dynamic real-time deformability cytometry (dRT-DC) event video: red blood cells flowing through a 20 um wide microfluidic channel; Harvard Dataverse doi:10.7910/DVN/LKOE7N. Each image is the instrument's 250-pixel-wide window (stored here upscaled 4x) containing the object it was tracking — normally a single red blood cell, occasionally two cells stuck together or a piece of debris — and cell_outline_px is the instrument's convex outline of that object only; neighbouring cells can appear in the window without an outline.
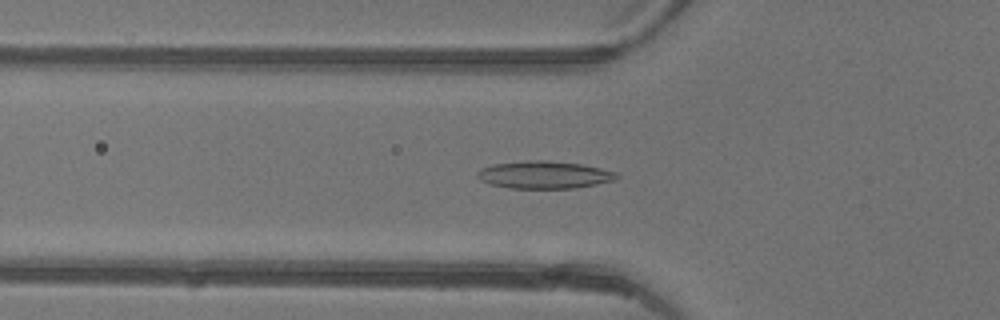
{"species": "common noctule bat (a hibernating species)", "species_latin": "Nyctalus noctula", "temperature_condition": "warm", "stored_images_in_passage": 47, "camera_frame_rate_fps": 3000, "um_per_image_px": 0.085, "animal": {"sex": "female"}, "frame": {"image": 1, "passage_image": 17, "time_ms": 5.333, "image_size_px": [1000, 320], "cell_outline_px": [[620, 176], [616, 180], [596, 184], [572, 188], [512, 188], [488, 184], [480, 180], [476, 176], [476, 172], [480, 168], [496, 164], [528, 160], [548, 160], [580, 164], [600, 168], [616, 172]], "centroid_in_image_um": [46.24, 14.86], "position_along_channel_um": 79.6, "area_um2": 22.31}}
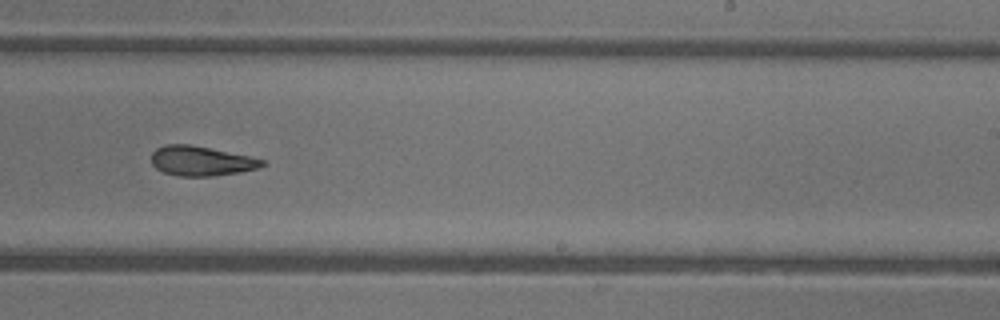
{"frame": {"image": 2, "passage_image": 30, "time_ms": 9.667, "image_size_px": [1000, 320], "cell_outline_px": [[268, 164], [256, 168], [240, 172], [212, 176], [176, 176], [164, 172], [156, 168], [152, 164], [152, 152], [156, 148], [164, 144], [192, 144], [248, 156], [264, 160]], "centroid_in_image_um": [17.07, 13.67], "position_along_channel_um": 271.9, "area_um2": 19.19}}
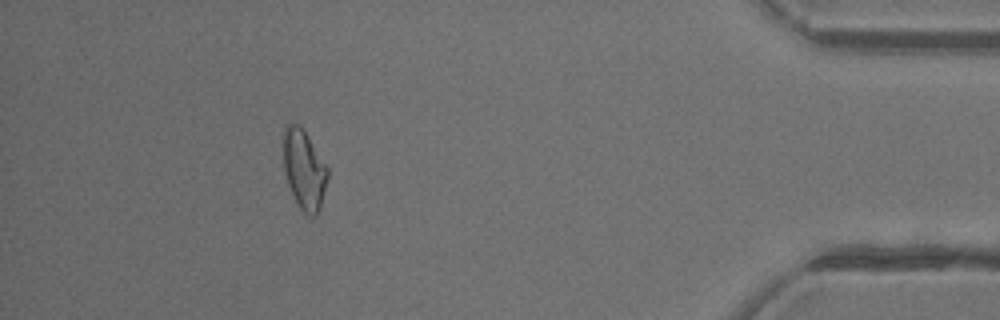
{"frame": {"image": 3, "passage_image": 43, "time_ms": 14.0, "image_size_px": [1000, 320], "cell_outline_px": [[328, 176], [320, 208], [316, 216], [308, 216], [300, 208], [288, 184], [284, 172], [284, 124], [300, 124], [328, 168]], "centroid_in_image_um": [25.85, 14.41], "position_along_channel_um": 409.4, "area_um2": 20.23}, "authors_computed_cell_mechanics": {"area_um2": 20.4612, "velocity_mm_per_s": 4.435, "shape_relaxation_time_tau1_ms": 8.0731, "shape_relaxation_time_tau2_ms": 5.5587, "deformation_change_tau1": 0.1964, "deformation_change_tau2": 0.1506}}